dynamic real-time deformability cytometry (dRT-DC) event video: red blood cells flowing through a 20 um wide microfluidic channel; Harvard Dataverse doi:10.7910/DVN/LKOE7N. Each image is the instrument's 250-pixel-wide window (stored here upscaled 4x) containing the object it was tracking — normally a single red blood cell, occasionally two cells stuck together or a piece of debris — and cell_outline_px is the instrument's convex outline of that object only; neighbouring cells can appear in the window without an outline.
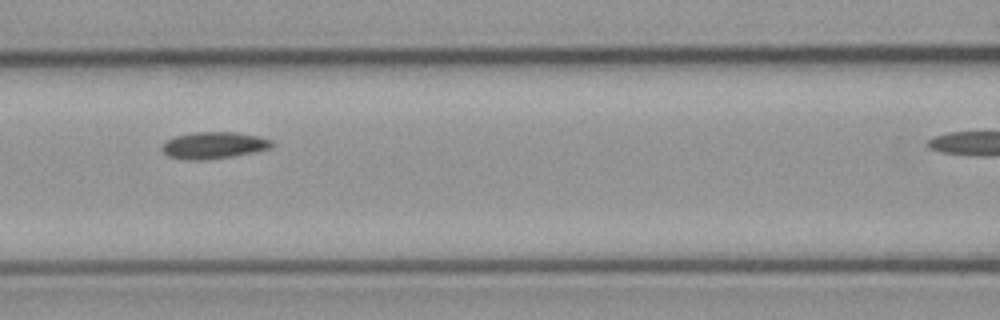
{"species": "common noctule bat (a hibernating species)", "species_latin": "Nyctalus noctula", "temperature_condition": "cold", "stored_images_in_passage": 5, "camera_frame_rate_fps": 3000, "um_per_image_px": 0.085, "animal": {"sex": "male", "body_mass_g": 23.1, "forearm_length_mm": 52.7}, "frame": {"image": 1, "passage_image": 3, "time_ms": 2.333, "image_size_px": [1000, 320], "cell_outline_px": [[276, 144], [272, 148], [256, 152], [208, 160], [184, 160], [168, 156], [160, 148], [168, 140], [176, 136], [192, 132], [236, 132], [256, 136], [272, 140]], "centroid_in_image_um": [18.2, 12.36], "position_along_channel_um": 148.4, "area_um2": 17.28}}
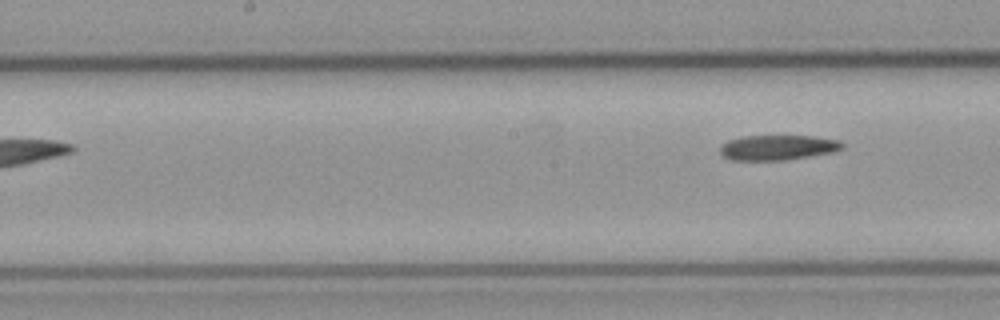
{"frame": {"image": 2, "passage_image": 5, "time_ms": 5.0, "image_size_px": [1000, 320], "cell_outline_px": [[844, 148], [832, 152], [784, 160], [732, 160], [724, 156], [720, 152], [720, 144], [728, 140], [744, 136], [812, 136], [836, 140], [844, 144]], "centroid_in_image_um": [66.07, 12.53], "position_along_channel_um": 182.1, "area_um2": 17.69}}